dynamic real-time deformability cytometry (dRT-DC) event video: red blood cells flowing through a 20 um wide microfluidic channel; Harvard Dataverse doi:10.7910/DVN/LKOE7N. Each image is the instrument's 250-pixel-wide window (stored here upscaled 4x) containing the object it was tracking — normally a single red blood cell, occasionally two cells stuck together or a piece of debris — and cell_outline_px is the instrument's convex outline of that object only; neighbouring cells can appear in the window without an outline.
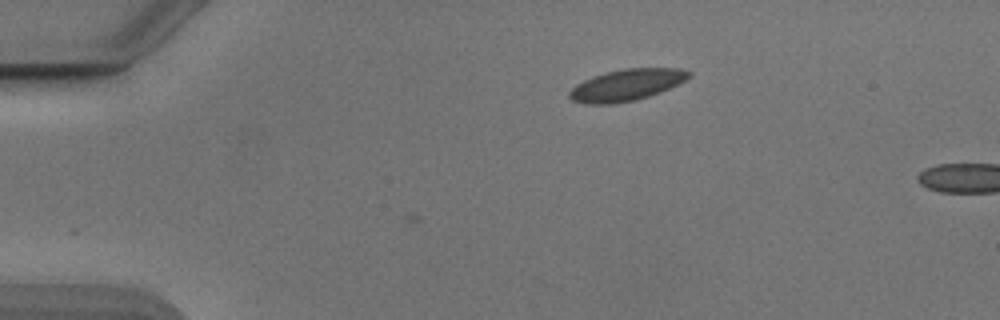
{"species": "Egyptian fruit bat (a non-hibernating species)", "species_latin": "Rousettus aegyptiacus", "temperature_condition": "cold", "stored_images_in_passage": 9, "camera_frame_rate_fps": 3000, "um_per_image_px": 0.085, "animal": {"sex": "male"}, "frame": {"image": 1, "passage_image": 9, "time_ms": 2.667, "image_size_px": [1000, 320], "cell_outline_px": [[692, 76], [660, 92], [636, 100], [616, 104], [584, 104], [572, 100], [568, 96], [568, 92], [576, 84], [592, 76], [624, 68], [680, 68], [692, 72]], "centroid_in_image_um": [53.23, 7.23], "position_along_channel_um": 31.8, "area_um2": 21.96}}